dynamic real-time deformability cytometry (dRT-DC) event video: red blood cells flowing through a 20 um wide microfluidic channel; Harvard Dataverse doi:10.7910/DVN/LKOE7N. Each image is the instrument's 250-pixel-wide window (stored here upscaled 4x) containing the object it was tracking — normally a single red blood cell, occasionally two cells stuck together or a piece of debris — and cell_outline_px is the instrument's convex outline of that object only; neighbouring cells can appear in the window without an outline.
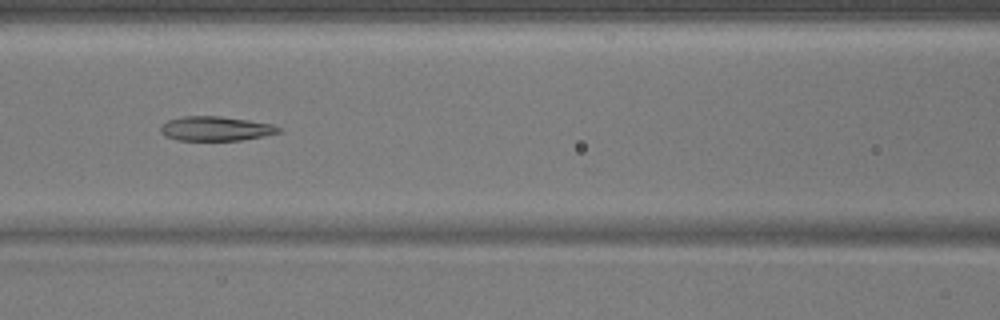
{"species": "common noctule bat (a hibernating species)", "species_latin": "Nyctalus noctula", "temperature_condition": "warm", "stored_images_in_passage": 33, "camera_frame_rate_fps": 3000, "um_per_image_px": 0.085, "animal": {"sex": "male", "body_mass_g": 17.9}, "frame": {"image": 1, "passage_image": 22, "time_ms": 7.0, "image_size_px": [1000, 320], "cell_outline_px": [[280, 132], [264, 136], [240, 140], [176, 140], [164, 136], [160, 132], [160, 128], [168, 120], [184, 116], [220, 116], [248, 120], [272, 124], [280, 128]], "centroid_in_image_um": [18.31, 10.93], "position_along_channel_um": 148.3, "area_um2": 16.7}}
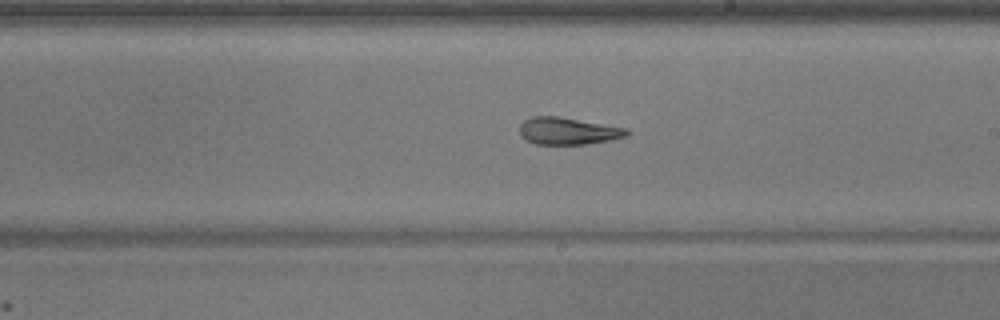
{"frame": {"image": 2, "passage_image": 29, "time_ms": 9.333, "image_size_px": [1000, 320], "cell_outline_px": [[628, 136], [588, 144], [536, 144], [520, 136], [520, 124], [524, 120], [532, 116], [560, 116], [628, 128]], "centroid_in_image_um": [48.28, 11.12], "position_along_channel_um": 240.7, "area_um2": 16.99}}
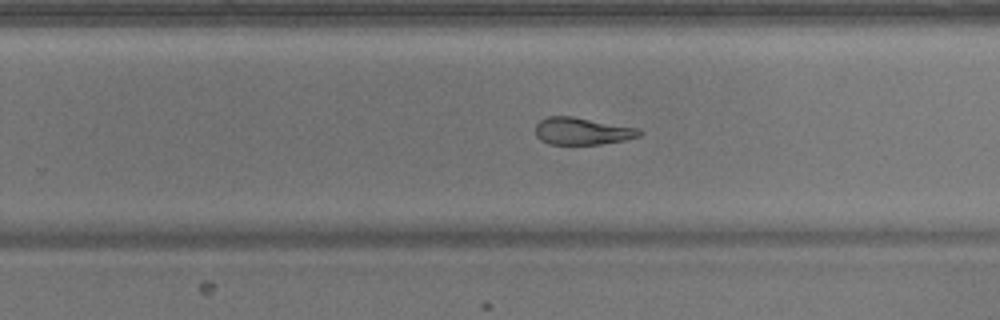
{"frame": {"image": 3, "passage_image": 32, "time_ms": 10.333, "image_size_px": [1000, 320], "cell_outline_px": [[644, 132], [640, 136], [624, 140], [600, 144], [548, 144], [540, 140], [536, 136], [536, 124], [540, 120], [548, 116], [572, 116], [636, 128]], "centroid_in_image_um": [49.45, 11.15], "position_along_channel_um": 280.3, "area_um2": 16.36}}